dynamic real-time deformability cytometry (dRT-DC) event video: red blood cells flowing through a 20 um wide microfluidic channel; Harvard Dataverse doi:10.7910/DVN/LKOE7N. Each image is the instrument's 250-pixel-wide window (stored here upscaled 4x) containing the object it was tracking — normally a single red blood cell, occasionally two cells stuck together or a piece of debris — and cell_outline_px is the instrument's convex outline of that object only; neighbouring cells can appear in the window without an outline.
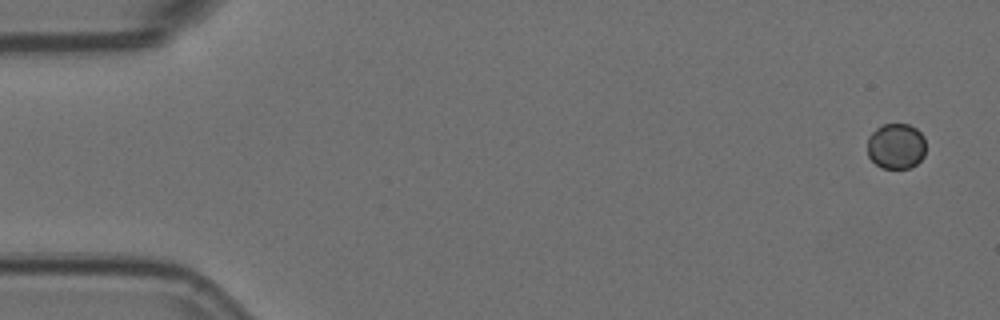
{"species": "Egyptian fruit bat (a non-hibernating species)", "species_latin": "Rousettus aegyptiacus", "temperature_condition": "room temperature", "stored_images_in_passage": 6, "camera_frame_rate_fps": 3000, "um_per_image_px": 0.085, "animal": {"sex": "female"}, "frame": {"image": 1, "passage_image": 1, "time_ms": 0.0, "image_size_px": [1000, 320], "cell_outline_px": [[924, 156], [916, 164], [908, 168], [880, 168], [868, 156], [868, 136], [876, 128], [884, 124], [908, 124], [916, 128], [924, 136]], "centroid_in_image_um": [76.15, 12.42], "position_along_channel_um": 8.8, "area_um2": 15.55}}